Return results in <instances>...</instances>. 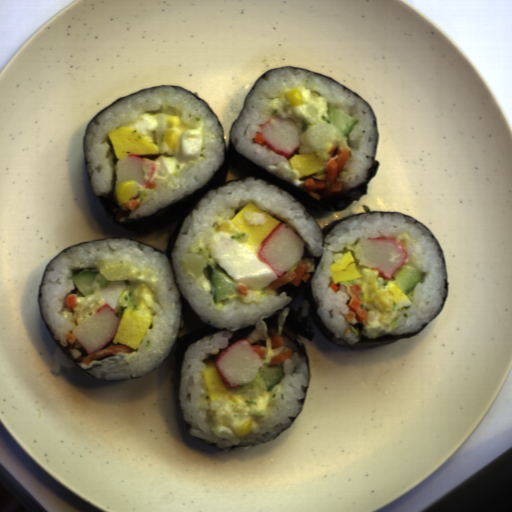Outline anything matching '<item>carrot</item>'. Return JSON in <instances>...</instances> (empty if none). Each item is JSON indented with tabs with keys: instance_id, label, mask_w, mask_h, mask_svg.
Instances as JSON below:
<instances>
[{
	"instance_id": "46ec933d",
	"label": "carrot",
	"mask_w": 512,
	"mask_h": 512,
	"mask_svg": "<svg viewBox=\"0 0 512 512\" xmlns=\"http://www.w3.org/2000/svg\"><path fill=\"white\" fill-rule=\"evenodd\" d=\"M65 306L68 310H74L75 307L78 308L79 303L76 302V296L74 294H68L66 296Z\"/></svg>"
},
{
	"instance_id": "b8716197",
	"label": "carrot",
	"mask_w": 512,
	"mask_h": 512,
	"mask_svg": "<svg viewBox=\"0 0 512 512\" xmlns=\"http://www.w3.org/2000/svg\"><path fill=\"white\" fill-rule=\"evenodd\" d=\"M350 150L348 148L337 149L336 146H331L329 156L326 161V174L329 186L321 180H314L312 177L304 180V186L309 195L316 201L322 197L314 190L323 191V196L327 199L337 195L343 188V183L336 182V178L341 174L342 169L349 158Z\"/></svg>"
},
{
	"instance_id": "ad0e68b4",
	"label": "carrot",
	"mask_w": 512,
	"mask_h": 512,
	"mask_svg": "<svg viewBox=\"0 0 512 512\" xmlns=\"http://www.w3.org/2000/svg\"><path fill=\"white\" fill-rule=\"evenodd\" d=\"M237 290L239 293H241L243 296H248V288L245 285H239L237 287Z\"/></svg>"
},
{
	"instance_id": "cead05ca",
	"label": "carrot",
	"mask_w": 512,
	"mask_h": 512,
	"mask_svg": "<svg viewBox=\"0 0 512 512\" xmlns=\"http://www.w3.org/2000/svg\"><path fill=\"white\" fill-rule=\"evenodd\" d=\"M347 292L350 296V301L346 305L349 308V312L343 313L344 318L350 322L356 319L357 321L363 323L365 326L368 325V312H370V309H367L363 304L364 301L358 298V295L362 292L361 286L355 283L353 285H349Z\"/></svg>"
},
{
	"instance_id": "4e7dbe19",
	"label": "carrot",
	"mask_w": 512,
	"mask_h": 512,
	"mask_svg": "<svg viewBox=\"0 0 512 512\" xmlns=\"http://www.w3.org/2000/svg\"><path fill=\"white\" fill-rule=\"evenodd\" d=\"M145 187H146L148 190H151V189H155V188H157V185H156V184H153V183H147Z\"/></svg>"
},
{
	"instance_id": "942b0fe3",
	"label": "carrot",
	"mask_w": 512,
	"mask_h": 512,
	"mask_svg": "<svg viewBox=\"0 0 512 512\" xmlns=\"http://www.w3.org/2000/svg\"><path fill=\"white\" fill-rule=\"evenodd\" d=\"M251 348L258 354L259 357L265 356L267 352L262 345L251 346Z\"/></svg>"
},
{
	"instance_id": "1c9b5961",
	"label": "carrot",
	"mask_w": 512,
	"mask_h": 512,
	"mask_svg": "<svg viewBox=\"0 0 512 512\" xmlns=\"http://www.w3.org/2000/svg\"><path fill=\"white\" fill-rule=\"evenodd\" d=\"M309 270V265L305 262H300L297 264L296 270L292 272H287L279 276L274 282L269 284L266 288L268 289H276L281 287L283 284H290L291 286H300L301 281L304 283L308 281L312 274L306 273Z\"/></svg>"
},
{
	"instance_id": "e3c8d2d2",
	"label": "carrot",
	"mask_w": 512,
	"mask_h": 512,
	"mask_svg": "<svg viewBox=\"0 0 512 512\" xmlns=\"http://www.w3.org/2000/svg\"><path fill=\"white\" fill-rule=\"evenodd\" d=\"M340 286H338L334 281L331 283L330 288H332L335 293L338 291Z\"/></svg>"
},
{
	"instance_id": "e1d6ba96",
	"label": "carrot",
	"mask_w": 512,
	"mask_h": 512,
	"mask_svg": "<svg viewBox=\"0 0 512 512\" xmlns=\"http://www.w3.org/2000/svg\"><path fill=\"white\" fill-rule=\"evenodd\" d=\"M253 139L256 141L257 144L263 145L266 141L261 135V132L255 133L253 136Z\"/></svg>"
},
{
	"instance_id": "79d8ee17",
	"label": "carrot",
	"mask_w": 512,
	"mask_h": 512,
	"mask_svg": "<svg viewBox=\"0 0 512 512\" xmlns=\"http://www.w3.org/2000/svg\"><path fill=\"white\" fill-rule=\"evenodd\" d=\"M293 355V351L292 349H286L285 351L283 352H280L279 354H277L275 357H273L271 359V362L270 364H280V363H283L284 361H286L287 359H289L291 356Z\"/></svg>"
},
{
	"instance_id": "22903bb0",
	"label": "carrot",
	"mask_w": 512,
	"mask_h": 512,
	"mask_svg": "<svg viewBox=\"0 0 512 512\" xmlns=\"http://www.w3.org/2000/svg\"><path fill=\"white\" fill-rule=\"evenodd\" d=\"M64 336L68 342H70L71 344H75L76 339L73 334H70V332H67Z\"/></svg>"
},
{
	"instance_id": "abdcd85c",
	"label": "carrot",
	"mask_w": 512,
	"mask_h": 512,
	"mask_svg": "<svg viewBox=\"0 0 512 512\" xmlns=\"http://www.w3.org/2000/svg\"><path fill=\"white\" fill-rule=\"evenodd\" d=\"M270 341L272 343V349H275V348H278L280 346H283V344H284L283 337H281L279 335H276Z\"/></svg>"
},
{
	"instance_id": "07d2c1c8",
	"label": "carrot",
	"mask_w": 512,
	"mask_h": 512,
	"mask_svg": "<svg viewBox=\"0 0 512 512\" xmlns=\"http://www.w3.org/2000/svg\"><path fill=\"white\" fill-rule=\"evenodd\" d=\"M108 354H130V350H129L128 346L111 345V346H107L106 348H104L101 351L98 350L96 352H93V353L89 354L88 356L78 357V360L81 361L82 363H85L86 366H89L91 361H93L97 358H100L102 356H106Z\"/></svg>"
},
{
	"instance_id": "7f4f0e56",
	"label": "carrot",
	"mask_w": 512,
	"mask_h": 512,
	"mask_svg": "<svg viewBox=\"0 0 512 512\" xmlns=\"http://www.w3.org/2000/svg\"><path fill=\"white\" fill-rule=\"evenodd\" d=\"M140 201L141 200H135V199L134 200H129V201L123 202L122 205H123V207H127L130 210H135Z\"/></svg>"
}]
</instances>
